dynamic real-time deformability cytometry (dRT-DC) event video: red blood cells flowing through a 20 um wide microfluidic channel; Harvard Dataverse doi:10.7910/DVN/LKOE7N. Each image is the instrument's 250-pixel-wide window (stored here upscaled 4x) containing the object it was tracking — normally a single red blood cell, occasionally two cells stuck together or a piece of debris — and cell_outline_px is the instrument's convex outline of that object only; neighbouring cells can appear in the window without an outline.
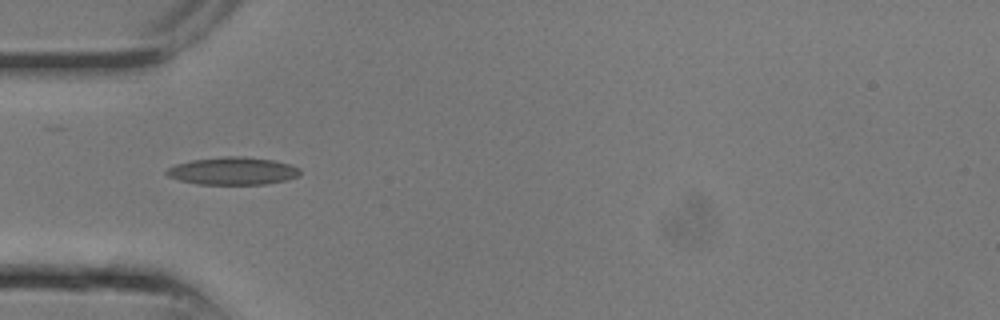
{"species": "common noctule bat (a hibernating species)", "species_latin": "Nyctalus noctula", "temperature_condition": "room temperature", "stored_images_in_passage": 9, "camera_frame_rate_fps": 3000, "um_per_image_px": 0.085, "animal": {"sex": "male", "body_mass_g": 13.3}, "frame": {"image": 1, "passage_image": 8, "time_ms": 2.333, "image_size_px": [1000, 320], "cell_outline_px": [[300, 176], [284, 180], [264, 184], [196, 184], [180, 180], [168, 176], [164, 172], [168, 168], [176, 164], [192, 160], [224, 156], [244, 156], [272, 160], [288, 164], [300, 168]], "centroid_in_image_um": [19.77, 14.53], "position_along_channel_um": 65.2, "area_um2": 21.39}}